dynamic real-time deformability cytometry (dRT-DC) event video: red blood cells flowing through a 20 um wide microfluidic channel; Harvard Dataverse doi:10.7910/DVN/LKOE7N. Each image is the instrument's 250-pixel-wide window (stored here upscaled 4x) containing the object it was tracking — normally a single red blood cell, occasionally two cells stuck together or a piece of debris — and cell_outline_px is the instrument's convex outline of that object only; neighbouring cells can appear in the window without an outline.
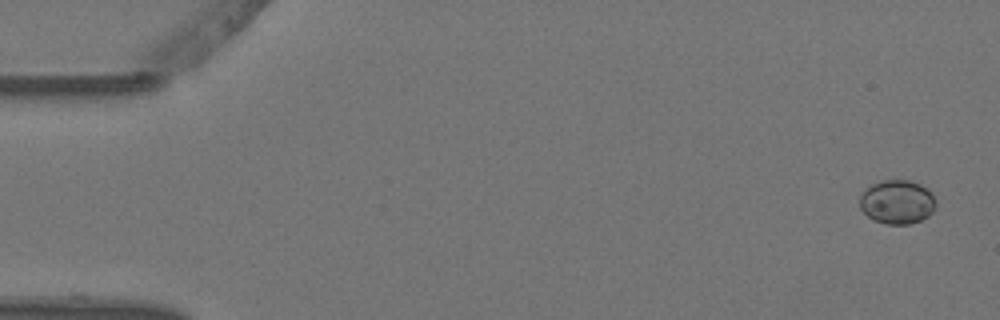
{"species": "Egyptian fruit bat (a non-hibernating species)", "species_latin": "Rousettus aegyptiacus", "temperature_condition": "warm", "stored_images_in_passage": 4, "camera_frame_rate_fps": 3000, "um_per_image_px": 0.085, "animal": {"sex": "female"}, "frame": {"image": 1, "passage_image": 1, "time_ms": 0.0, "image_size_px": [1000, 320], "cell_outline_px": [[936, 204], [932, 212], [928, 216], [920, 220], [908, 224], [888, 224], [876, 220], [868, 216], [860, 208], [860, 196], [872, 184], [880, 180], [908, 180], [920, 184], [928, 188], [932, 192], [936, 200]], "centroid_in_image_um": [76.29, 17.15], "position_along_channel_um": 8.7, "area_um2": 19.42}}
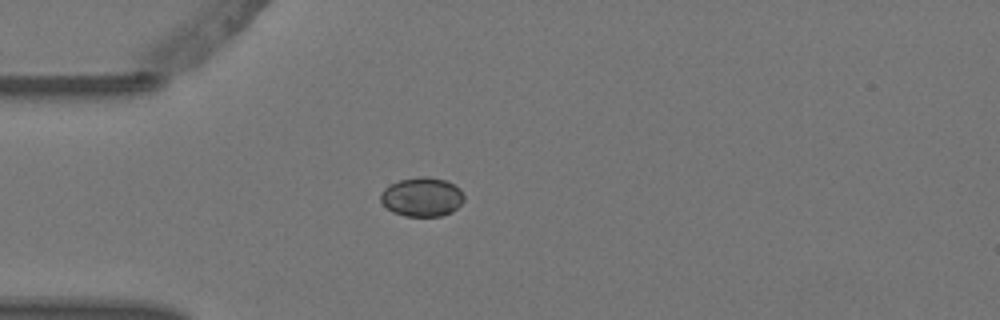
{"frame": {"image": 2, "passage_image": 4, "time_ms": 1.0, "image_size_px": [1000, 320], "cell_outline_px": [[464, 200], [452, 212], [440, 216], [404, 216], [392, 212], [380, 200], [380, 192], [384, 188], [400, 180], [420, 176], [428, 176], [444, 180], [460, 188], [464, 196]], "centroid_in_image_um": [35.86, 16.74], "position_along_channel_um": 49.1, "area_um2": 18.96}}